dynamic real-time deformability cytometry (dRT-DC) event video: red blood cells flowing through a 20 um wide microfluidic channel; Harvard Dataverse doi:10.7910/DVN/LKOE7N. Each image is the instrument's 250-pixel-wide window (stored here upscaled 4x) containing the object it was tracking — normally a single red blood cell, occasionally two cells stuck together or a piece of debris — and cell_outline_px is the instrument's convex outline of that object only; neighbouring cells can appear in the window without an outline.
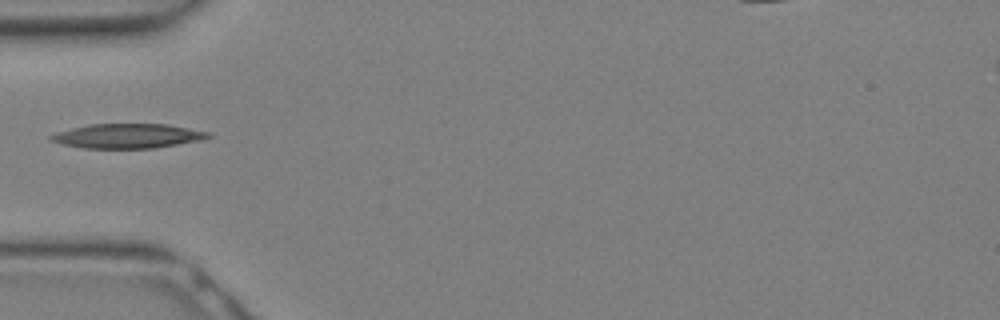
{"species": "Egyptian fruit bat (a non-hibernating species)", "species_latin": "Rousettus aegyptiacus", "temperature_condition": "warm", "stored_images_in_passage": 2, "camera_frame_rate_fps": 3000, "um_per_image_px": 0.085, "animal": {"sex": "female"}, "frame": {"image": 1, "passage_image": 1, "time_ms": 0.0, "image_size_px": [1000, 320], "cell_outline_px": [[212, 136], [200, 140], [156, 148], [84, 148], [60, 144], [48, 140], [48, 136], [56, 132], [88, 124], [168, 124], [212, 132]], "centroid_in_image_um": [10.84, 11.55], "position_along_channel_um": 74.2, "area_um2": 22.66}}